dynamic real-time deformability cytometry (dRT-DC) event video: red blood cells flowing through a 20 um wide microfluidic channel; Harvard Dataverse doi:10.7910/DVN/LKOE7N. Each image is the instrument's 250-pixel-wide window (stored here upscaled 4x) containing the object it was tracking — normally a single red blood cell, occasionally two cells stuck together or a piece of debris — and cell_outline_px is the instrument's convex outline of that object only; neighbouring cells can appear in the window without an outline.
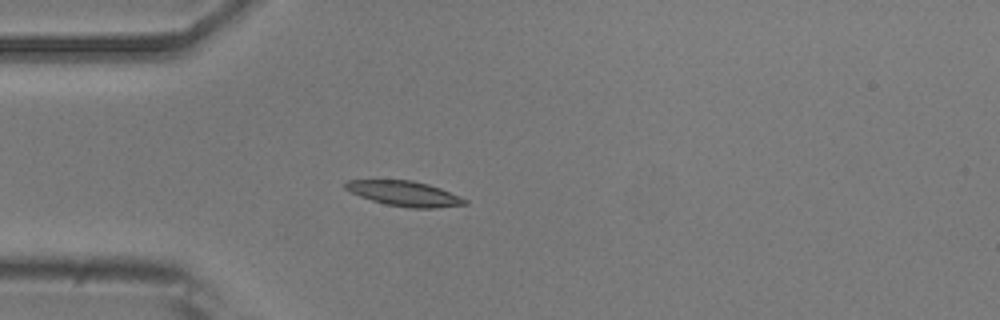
{"species": "common noctule bat (a hibernating species)", "species_latin": "Nyctalus noctula", "temperature_condition": "room temperature", "stored_images_in_passage": 4, "camera_frame_rate_fps": 3000, "um_per_image_px": 0.085, "animal": {"sex": "male", "body_mass_g": 20.5, "forearm_length_mm": 52.5}, "frame": {"image": 1, "passage_image": 4, "time_ms": 3.667, "image_size_px": [1000, 320], "cell_outline_px": [[468, 204], [436, 208], [408, 208], [388, 204], [372, 200], [360, 196], [344, 188], [344, 184], [348, 180], [412, 180], [428, 184], [440, 188], [460, 196], [468, 200]], "centroid_in_image_um": [34.41, 16.45], "position_along_channel_um": 50.6, "area_um2": 17.34}}